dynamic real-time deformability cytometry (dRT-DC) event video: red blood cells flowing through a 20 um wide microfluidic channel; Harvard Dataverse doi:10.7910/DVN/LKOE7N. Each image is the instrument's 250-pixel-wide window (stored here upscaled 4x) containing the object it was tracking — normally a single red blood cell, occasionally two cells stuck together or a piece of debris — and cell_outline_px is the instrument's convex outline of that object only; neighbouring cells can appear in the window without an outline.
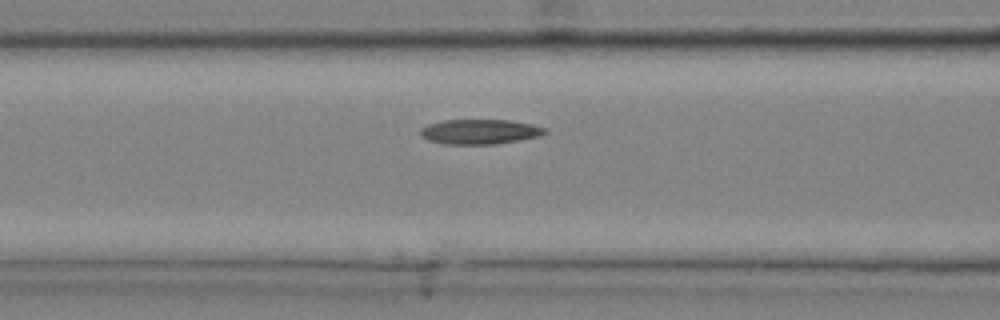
{"species": "common noctule bat (a hibernating species)", "species_latin": "Nyctalus noctula", "temperature_condition": "cold", "stored_images_in_passage": 32, "camera_frame_rate_fps": 3000, "um_per_image_px": 0.085, "animal": {"sex": "male", "body_mass_g": 20.4}, "frame": {"image": 1, "passage_image": 14, "time_ms": 4.333, "image_size_px": [1000, 320], "cell_outline_px": [[548, 132], [540, 136], [520, 140], [496, 144], [444, 144], [428, 140], [420, 136], [420, 128], [428, 124], [444, 120], [508, 120], [532, 124], [544, 128]], "centroid_in_image_um": [40.76, 11.2], "position_along_channel_um": 125.8, "area_um2": 18.09}}
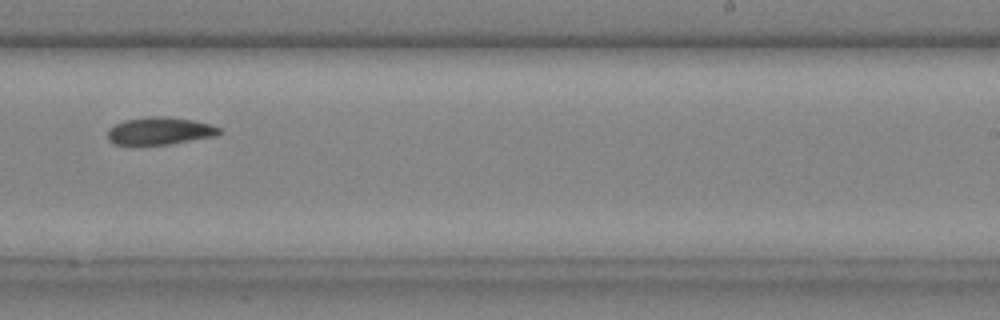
{"frame": {"image": 2, "passage_image": 23, "time_ms": 7.333, "image_size_px": [1000, 320], "cell_outline_px": [[220, 132], [216, 136], [168, 144], [116, 144], [108, 140], [108, 128], [124, 120], [152, 116], [168, 116], [192, 120], [212, 124], [220, 128]], "centroid_in_image_um": [13.59, 11.11], "position_along_channel_um": 275.4, "area_um2": 17.74}}